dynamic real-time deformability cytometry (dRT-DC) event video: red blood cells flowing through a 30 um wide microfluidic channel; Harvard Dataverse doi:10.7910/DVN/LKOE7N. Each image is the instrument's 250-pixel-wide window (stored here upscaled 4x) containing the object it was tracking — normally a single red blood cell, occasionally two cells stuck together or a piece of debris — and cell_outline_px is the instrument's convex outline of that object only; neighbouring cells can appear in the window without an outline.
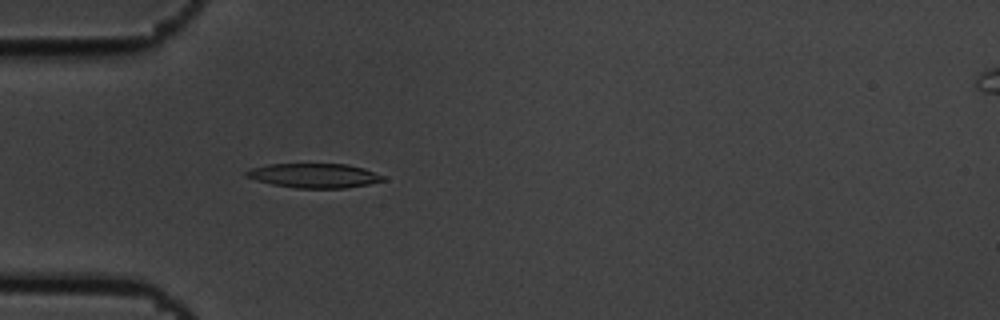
{"species": "common noctule bat (a hibernating species)", "species_latin": "Nyctalus noctula", "temperature_condition": "cold", "stored_images_in_passage": 5, "camera_frame_rate_fps": 3000, "um_per_image_px": 0.085, "animal": {"sex": "male", "body_mass_g": 19.5, "forearm_length_mm": 54.6}, "frame": {"image": 1, "passage_image": 5, "time_ms": 1.333, "image_size_px": [1000, 320], "cell_outline_px": [[388, 180], [368, 184], [344, 188], [296, 188], [272, 184], [256, 180], [244, 176], [244, 172], [252, 168], [268, 164], [348, 164], [364, 168], [384, 176]], "centroid_in_image_um": [26.72, 14.92], "position_along_channel_um": 58.3, "area_um2": 19.48}}